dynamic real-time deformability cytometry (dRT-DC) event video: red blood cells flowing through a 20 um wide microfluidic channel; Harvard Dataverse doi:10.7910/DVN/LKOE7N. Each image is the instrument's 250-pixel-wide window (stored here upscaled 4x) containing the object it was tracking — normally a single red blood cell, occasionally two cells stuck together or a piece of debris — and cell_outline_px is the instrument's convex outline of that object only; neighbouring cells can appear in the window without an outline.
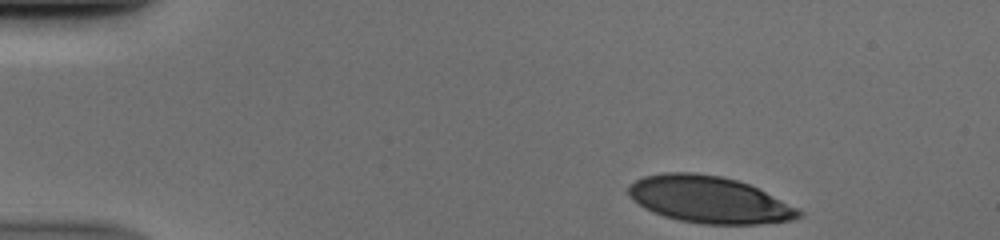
{"species": "human", "species_latin": "Homo sapiens", "temperature_condition": "cold", "stored_images_in_passage": 38, "camera_frame_rate_fps": 3000, "um_per_image_px": 0.085, "donor": {"sex": "male"}, "frame": {"image": 1, "passage_image": 1, "time_ms": 0.0, "image_size_px": [1000, 240], "cell_outline_px": [[804, 216], [796, 220], [760, 224], [704, 224], [680, 220], [664, 216], [652, 212], [644, 208], [632, 200], [628, 192], [628, 184], [644, 176], [664, 172], [696, 172], [720, 176], [736, 180], [748, 184], [804, 212]], "centroid_in_image_um": [60.25, 16.97], "position_along_channel_um": 24.8, "area_um2": 46.36}}
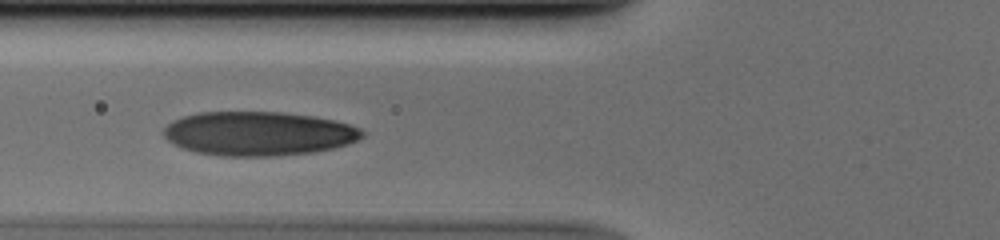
{"frame": {"image": 2, "passage_image": 14, "time_ms": 4.333, "image_size_px": [1000, 240], "cell_outline_px": [[364, 136], [348, 144], [336, 148], [312, 152], [276, 156], [220, 156], [196, 152], [180, 148], [168, 140], [160, 132], [172, 120], [184, 116], [200, 112], [280, 112], [312, 116], [332, 120], [348, 124], [360, 128], [364, 132]], "centroid_in_image_um": [21.94, 11.36], "position_along_channel_um": 103.9, "area_um2": 51.15}}
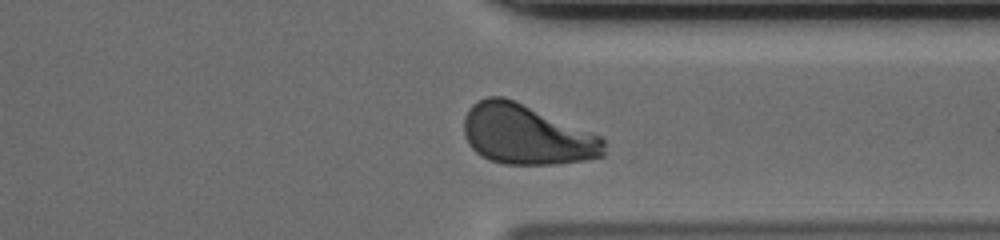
{"frame": {"image": 3, "passage_image": 34, "time_ms": 11.0, "image_size_px": [1000, 240], "cell_outline_px": [[604, 156], [584, 160], [556, 164], [504, 164], [488, 160], [480, 156], [468, 144], [464, 136], [464, 116], [468, 108], [472, 104], [488, 96], [504, 96], [516, 100], [600, 136], [604, 140]], "centroid_in_image_um": [44.7, 11.44], "position_along_channel_um": 366.7, "area_um2": 49.07}}